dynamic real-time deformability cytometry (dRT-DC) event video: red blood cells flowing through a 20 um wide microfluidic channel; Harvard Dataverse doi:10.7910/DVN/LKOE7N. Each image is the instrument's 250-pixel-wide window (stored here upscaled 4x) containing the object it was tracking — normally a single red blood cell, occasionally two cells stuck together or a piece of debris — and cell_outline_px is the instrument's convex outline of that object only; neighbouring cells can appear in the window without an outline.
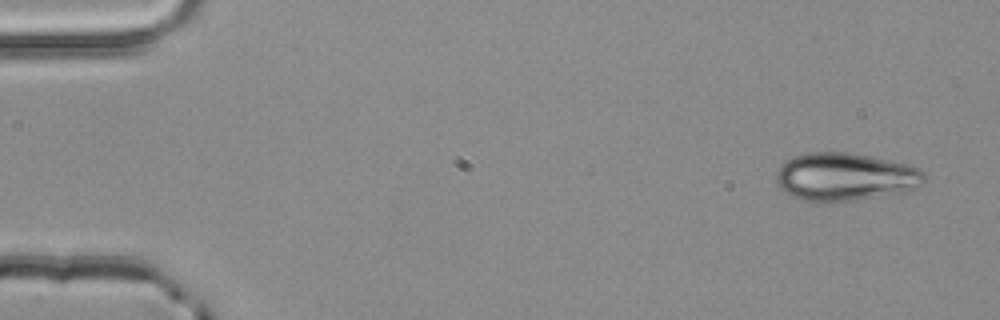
{"species": "common noctule bat (a hibernating species)", "species_latin": "Nyctalus noctula", "temperature_condition": "room temperature", "stored_images_in_passage": 4, "camera_frame_rate_fps": 3000, "um_per_image_px": 0.085, "animal": {"sex": "male", "body_mass_g": 20.4}, "frame": {"image": 1, "passage_image": 1, "time_ms": 0.0, "image_size_px": [1000, 320], "cell_outline_px": [[924, 180], [920, 184], [904, 192], [856, 200], [820, 204], [800, 200], [784, 192], [780, 188], [776, 180], [776, 172], [780, 164], [784, 160], [792, 156], [808, 152], [848, 152], [872, 156], [920, 168], [924, 172]], "centroid_in_image_um": [71.75, 15.04], "position_along_channel_um": 13.3, "area_um2": 41.96}}